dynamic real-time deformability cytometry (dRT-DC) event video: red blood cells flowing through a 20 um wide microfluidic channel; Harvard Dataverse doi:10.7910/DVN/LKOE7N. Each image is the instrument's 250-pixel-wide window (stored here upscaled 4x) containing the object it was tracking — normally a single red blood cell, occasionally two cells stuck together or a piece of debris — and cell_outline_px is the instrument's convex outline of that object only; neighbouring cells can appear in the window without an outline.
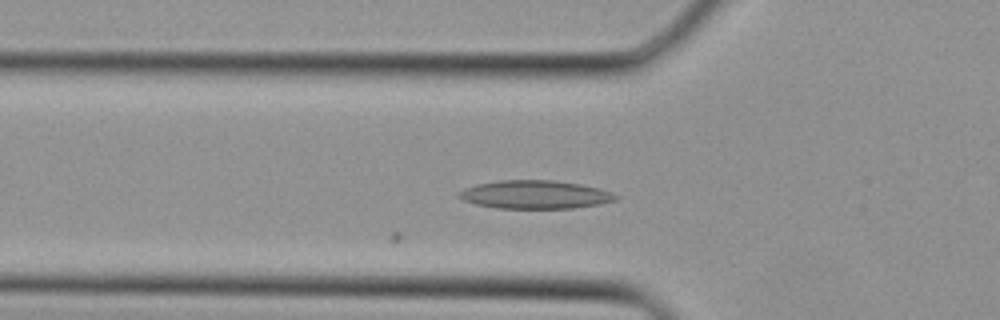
{"species": "Egyptian fruit bat (a non-hibernating species)", "species_latin": "Rousettus aegyptiacus", "temperature_condition": "cold", "stored_images_in_passage": 14, "camera_frame_rate_fps": 3000, "um_per_image_px": 0.085, "animal": {"sex": "female"}, "frame": {"image": 1, "passage_image": 3, "time_ms": 0.667, "image_size_px": [1000, 320], "cell_outline_px": [[620, 196], [616, 200], [600, 204], [572, 208], [496, 208], [476, 204], [464, 200], [456, 196], [456, 192], [464, 188], [476, 184], [500, 180], [552, 180], [580, 184], [600, 188], [612, 192]], "centroid_in_image_um": [45.47, 16.53], "position_along_channel_um": 80.3, "area_um2": 26.01}}
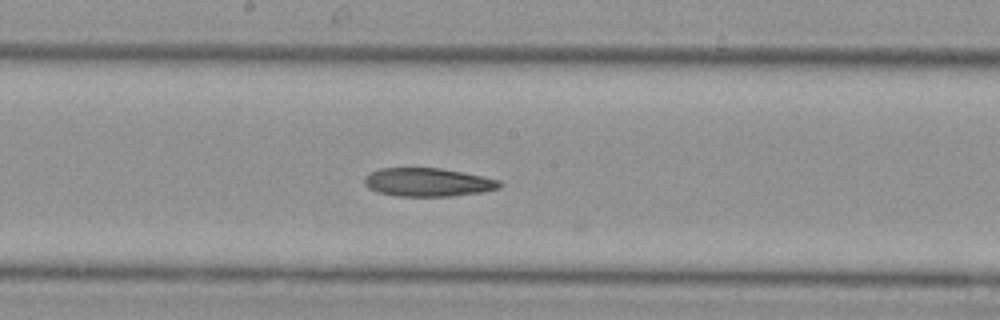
{"frame": {"image": 2, "passage_image": 10, "time_ms": 3.0, "image_size_px": [1000, 320], "cell_outline_px": [[504, 184], [500, 188], [480, 192], [452, 196], [396, 196], [376, 192], [368, 188], [364, 184], [364, 176], [380, 168], [440, 168], [500, 180]], "centroid_in_image_um": [36.34, 15.5], "position_along_channel_um": 211.9, "area_um2": 22.37}}